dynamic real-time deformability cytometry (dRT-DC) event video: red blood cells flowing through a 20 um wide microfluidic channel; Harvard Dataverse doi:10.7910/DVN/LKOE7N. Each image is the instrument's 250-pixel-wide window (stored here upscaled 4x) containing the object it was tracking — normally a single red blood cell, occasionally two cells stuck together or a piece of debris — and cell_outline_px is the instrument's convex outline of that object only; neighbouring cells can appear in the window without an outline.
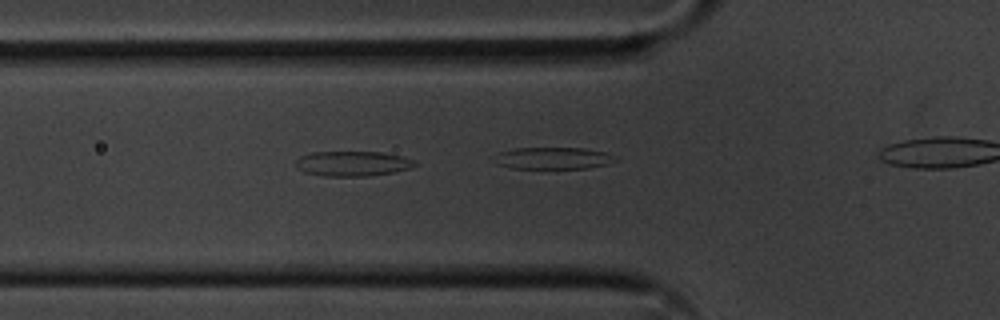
{"species": "common noctule bat (a hibernating species)", "species_latin": "Nyctalus noctula", "temperature_condition": "cold", "stored_images_in_passage": 32, "camera_frame_rate_fps": 3000, "um_per_image_px": 0.085, "animal": {"sex": "male", "body_mass_g": 20.1, "forearm_length_mm": 53.5}, "frame": {"image": 1, "passage_image": 10, "time_ms": 3.0, "image_size_px": [1000, 320], "cell_outline_px": [[420, 164], [408, 168], [392, 172], [368, 176], [324, 176], [304, 172], [296, 168], [296, 160], [300, 156], [312, 152], [380, 152], [400, 156], [416, 160]], "centroid_in_image_um": [29.96, 13.9], "position_along_channel_um": 95.8, "area_um2": 17.34}}
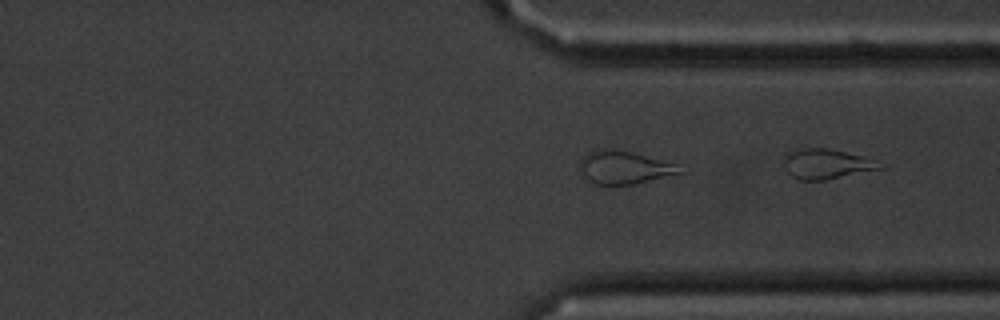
{"frame": {"image": 2, "passage_image": 32, "time_ms": 10.333, "image_size_px": [1000, 320], "cell_outline_px": [[888, 168], [824, 180], [796, 180], [784, 168], [784, 160], [788, 152], [804, 148], [828, 148], [864, 156], [888, 164]], "centroid_in_image_um": [70.36, 13.94], "position_along_channel_um": 341.0, "area_um2": 17.17}}